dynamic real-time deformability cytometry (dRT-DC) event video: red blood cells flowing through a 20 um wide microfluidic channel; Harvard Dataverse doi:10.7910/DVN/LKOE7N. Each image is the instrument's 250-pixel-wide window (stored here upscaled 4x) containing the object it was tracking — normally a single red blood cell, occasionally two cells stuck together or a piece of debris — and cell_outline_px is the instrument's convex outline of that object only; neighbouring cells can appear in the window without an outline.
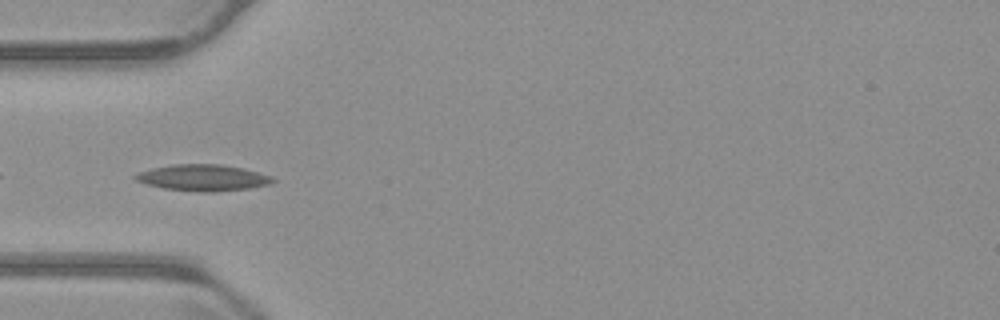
{"species": "common noctule bat (a hibernating species)", "species_latin": "Nyctalus noctula", "temperature_condition": "warm", "stored_images_in_passage": 37, "camera_frame_rate_fps": 3000, "um_per_image_px": 0.085, "animal": {"sex": "male", "body_mass_g": 23.1, "forearm_length_mm": 52.7}, "frame": {"image": 1, "passage_image": 4, "time_ms": 1.0, "image_size_px": [1000, 320], "cell_outline_px": [[276, 180], [272, 184], [248, 188], [216, 192], [200, 192], [164, 188], [148, 184], [136, 180], [132, 176], [140, 172], [152, 168], [172, 164], [220, 164], [244, 168], [272, 176]], "centroid_in_image_um": [17.29, 15.1], "position_along_channel_um": 67.7, "area_um2": 21.1}}
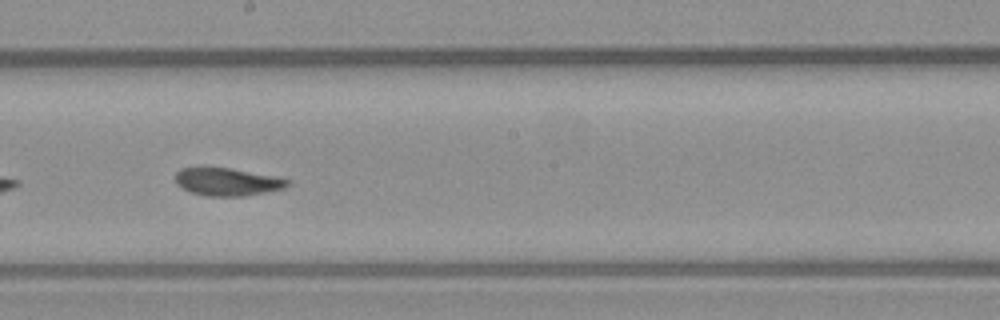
{"frame": {"image": 2, "passage_image": 17, "time_ms": 5.333, "image_size_px": [1000, 320], "cell_outline_px": [[292, 184], [284, 188], [244, 196], [208, 196], [192, 192], [176, 184], [176, 172], [180, 168], [204, 164], [232, 168], [276, 176], [292, 180]], "centroid_in_image_um": [19.31, 15.4], "position_along_channel_um": 228.9, "area_um2": 18.84}}
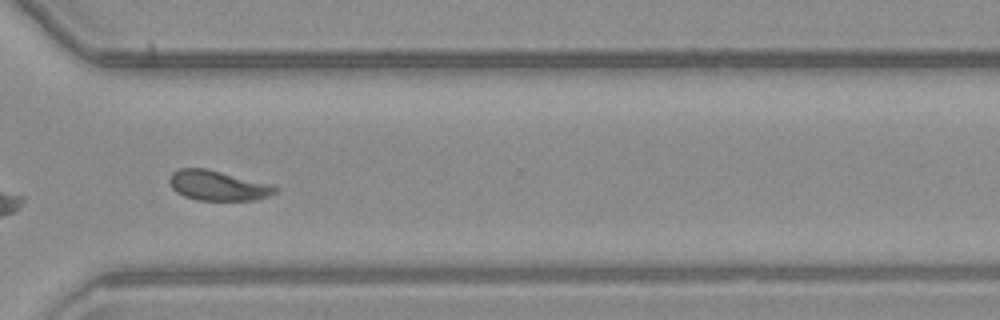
{"frame": {"image": 3, "passage_image": 27, "time_ms": 8.667, "image_size_px": [1000, 320], "cell_outline_px": [[280, 188], [276, 192], [268, 196], [256, 200], [196, 200], [184, 196], [176, 192], [172, 188], [168, 180], [168, 176], [172, 172], [180, 168], [204, 168], [276, 184]], "centroid_in_image_um": [18.55, 15.77], "position_along_channel_um": 352.0, "area_um2": 18.84}, "authors_computed_cell_mechanics": {"area_um2": 18.8428, "velocity_mm_per_s": 3.6929, "shape_relaxation_time_tau1_ms": 3.7699, "shape_relaxation_time_tau2_ms": 1.6412, "deformation_change_tau1": 0.1207, "deformation_change_tau2": 0.0624}}